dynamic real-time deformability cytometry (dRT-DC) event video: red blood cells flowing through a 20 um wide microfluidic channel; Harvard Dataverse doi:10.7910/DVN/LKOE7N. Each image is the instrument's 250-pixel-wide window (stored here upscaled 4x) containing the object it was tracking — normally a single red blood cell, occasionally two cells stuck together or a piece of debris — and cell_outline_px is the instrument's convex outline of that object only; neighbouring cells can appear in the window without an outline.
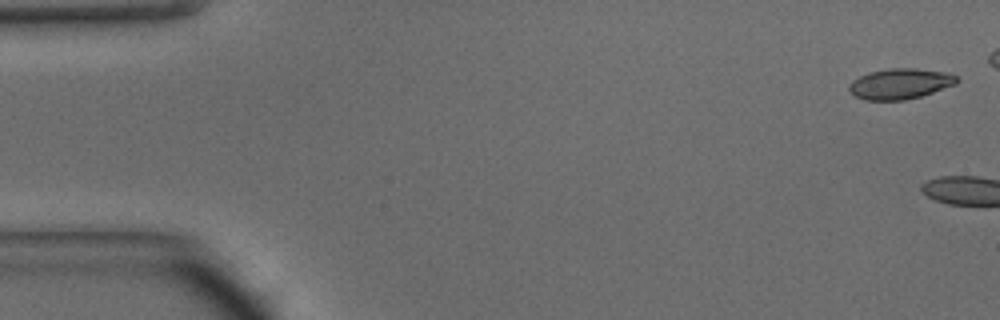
{"species": "common noctule bat (a hibernating species)", "species_latin": "Nyctalus noctula", "temperature_condition": "warm", "stored_images_in_passage": 8, "camera_frame_rate_fps": 3000, "um_per_image_px": 0.085, "animal": {"sex": "male", "body_mass_g": 15.6}, "frame": {"image": 1, "passage_image": 1, "time_ms": 0.0, "image_size_px": [1000, 320], "cell_outline_px": [[960, 80], [956, 84], [920, 96], [904, 100], [864, 100], [856, 96], [848, 88], [848, 84], [852, 80], [868, 72], [888, 68], [916, 68], [944, 72], [956, 76]], "centroid_in_image_um": [76.49, 7.11], "position_along_channel_um": 8.5, "area_um2": 19.13}}